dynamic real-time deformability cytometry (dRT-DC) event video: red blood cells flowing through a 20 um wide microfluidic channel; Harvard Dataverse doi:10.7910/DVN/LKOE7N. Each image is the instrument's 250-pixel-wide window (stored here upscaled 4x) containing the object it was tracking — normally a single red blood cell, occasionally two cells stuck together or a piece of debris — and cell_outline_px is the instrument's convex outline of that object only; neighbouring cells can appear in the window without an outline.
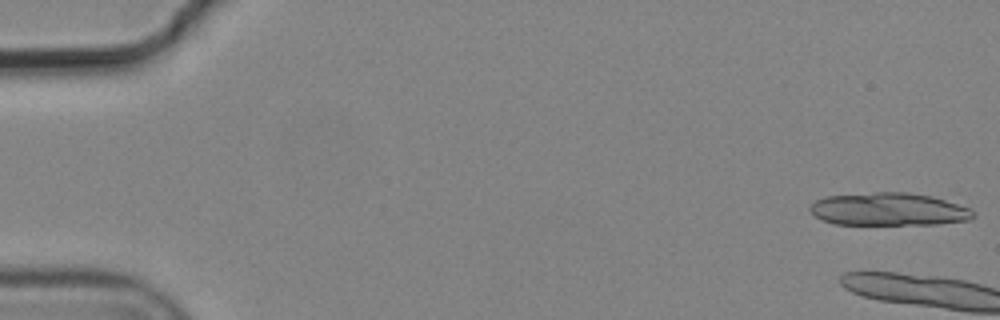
{"species": "common noctule bat (a hibernating species)", "species_latin": "Nyctalus noctula", "temperature_condition": "cold", "stored_images_in_passage": 7, "camera_frame_rate_fps": 3000, "um_per_image_px": 0.085, "animal": {"sex": "male", "body_mass_g": 19.2, "forearm_length_mm": 51.8}, "frame": {"image": 1, "passage_image": 1, "time_ms": 0.0, "image_size_px": [1000, 320], "cell_outline_px": [[976, 216], [968, 220], [936, 224], [836, 224], [824, 220], [816, 216], [808, 208], [808, 204], [824, 196], [876, 192], [908, 192], [932, 196], [968, 208]], "centroid_in_image_um": [75.49, 17.78], "position_along_channel_um": 9.5, "area_um2": 31.04}}
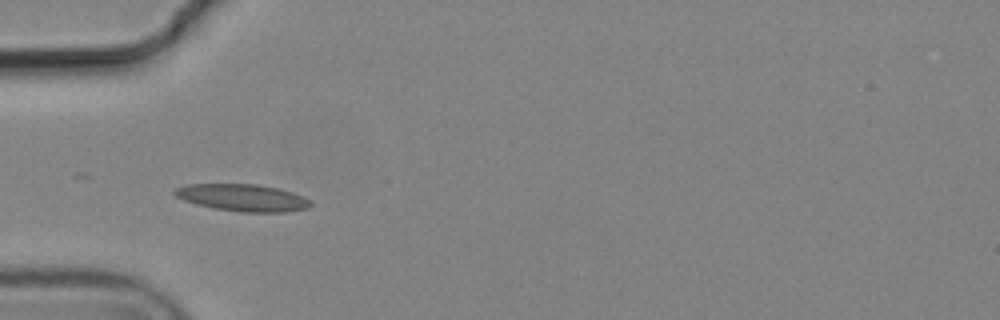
{"frame": {"image": 2, "passage_image": 6, "time_ms": 1.667, "image_size_px": [1000, 320], "cell_outline_px": [[312, 204], [308, 208], [284, 212], [240, 212], [212, 208], [196, 204], [184, 200], [176, 196], [172, 192], [176, 188], [188, 184], [260, 184], [280, 188], [292, 192], [308, 200]], "centroid_in_image_um": [20.6, 16.8], "position_along_channel_um": 64.4, "area_um2": 21.44}}
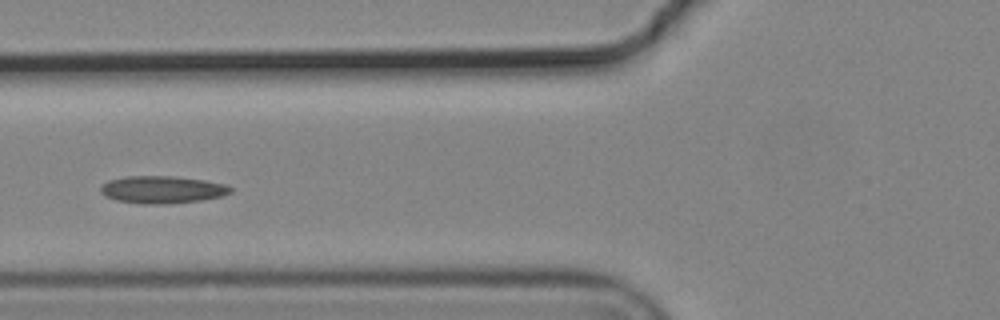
{"frame": {"image": 3, "passage_image": 7, "time_ms": 2.0, "image_size_px": [1000, 320], "cell_outline_px": [[232, 192], [220, 196], [200, 200], [160, 204], [144, 204], [116, 200], [104, 196], [100, 192], [100, 188], [108, 180], [128, 176], [172, 176], [204, 180], [224, 184], [232, 188]], "centroid_in_image_um": [13.75, 16.11], "position_along_channel_um": 112.0, "area_um2": 20.52}}